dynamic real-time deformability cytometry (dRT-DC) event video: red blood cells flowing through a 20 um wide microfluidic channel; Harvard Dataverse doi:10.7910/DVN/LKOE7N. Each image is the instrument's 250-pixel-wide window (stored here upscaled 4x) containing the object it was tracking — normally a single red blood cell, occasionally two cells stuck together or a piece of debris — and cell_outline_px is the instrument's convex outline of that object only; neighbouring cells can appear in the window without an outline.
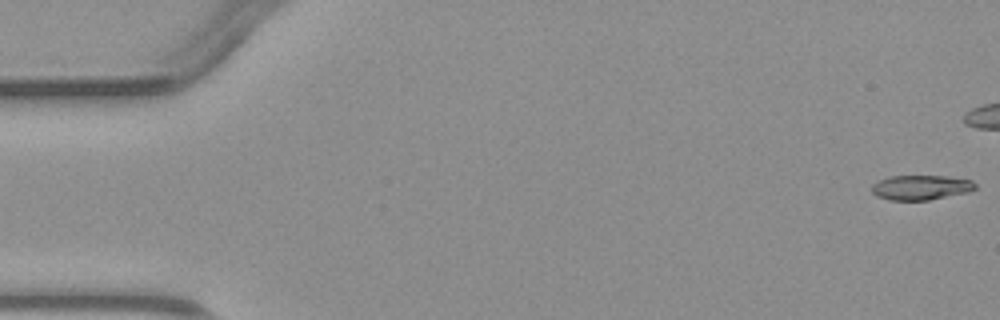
{"species": "common noctule bat (a hibernating species)", "species_latin": "Nyctalus noctula", "temperature_condition": "warm", "stored_images_in_passage": 9, "camera_frame_rate_fps": 3000, "um_per_image_px": 0.085, "animal": {"sex": "male", "body_mass_g": 23.1, "forearm_length_mm": 52.7}, "frame": {"image": 1, "passage_image": 1, "time_ms": 0.0, "image_size_px": [1000, 320], "cell_outline_px": [[976, 188], [968, 192], [928, 200], [888, 200], [876, 196], [872, 192], [872, 184], [888, 176], [948, 176], [972, 180], [976, 184]], "centroid_in_image_um": [78.27, 15.93], "position_along_channel_um": 6.7, "area_um2": 14.97}}
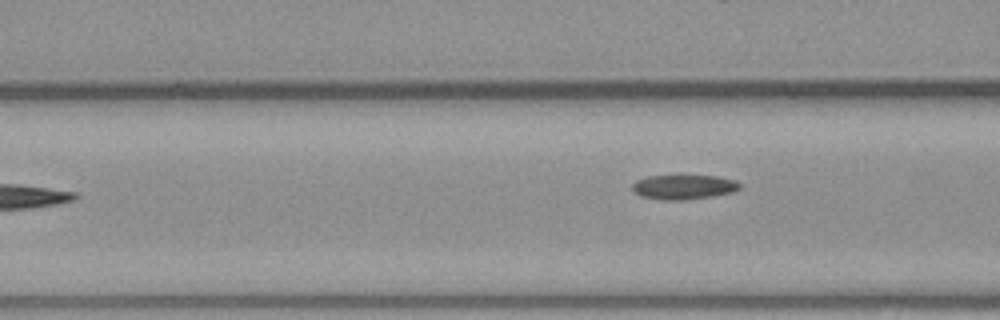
{"frame": {"image": 2, "passage_image": 7, "time_ms": 7.0, "image_size_px": [1000, 320], "cell_outline_px": [[740, 188], [732, 192], [712, 196], [684, 200], [660, 200], [640, 196], [632, 188], [632, 184], [636, 180], [648, 176], [680, 172], [684, 172], [716, 176], [736, 180], [740, 184]], "centroid_in_image_um": [58.09, 15.83], "position_along_channel_um": 108.5, "area_um2": 16.36}}